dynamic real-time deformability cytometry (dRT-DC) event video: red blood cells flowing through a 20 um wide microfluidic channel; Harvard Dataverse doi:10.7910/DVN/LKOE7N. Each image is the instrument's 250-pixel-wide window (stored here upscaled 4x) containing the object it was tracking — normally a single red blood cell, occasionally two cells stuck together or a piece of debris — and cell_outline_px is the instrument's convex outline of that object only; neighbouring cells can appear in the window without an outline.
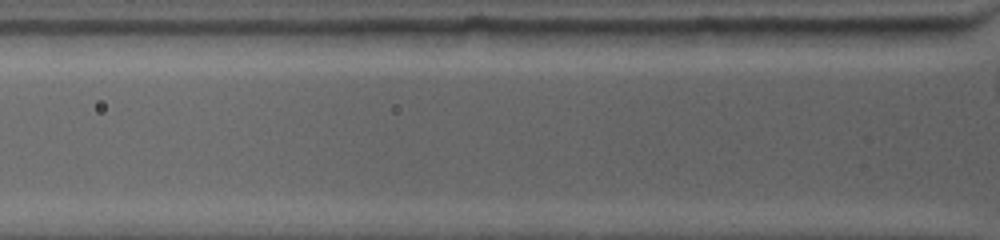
{"species": "common noctule bat (a hibernating species)", "species_latin": "Nyctalus noctula", "temperature_condition": "warm", "stored_images_in_passage": 2, "segment_of_instrument_passage": [2, 2], "camera_frame_rate_fps": 4500, "um_per_image_px": 0.085, "animal": {"sex": "female", "body_mass_g": 19.0, "forearm_length_mm": 53.3}, "frame": {"image": 1, "passage_image": 2, "time_ms": 0.889, "image_size_px": [1000, 240], "cell_outline_px": [[956, 36], [924, 44], [840, 44], [832, 32], [832, 28], [952, 28], [956, 32]], "centroid_in_image_um": [75.79, 3.02], "position_along_channel_um": 50.0, "area_um2": 13.01}}